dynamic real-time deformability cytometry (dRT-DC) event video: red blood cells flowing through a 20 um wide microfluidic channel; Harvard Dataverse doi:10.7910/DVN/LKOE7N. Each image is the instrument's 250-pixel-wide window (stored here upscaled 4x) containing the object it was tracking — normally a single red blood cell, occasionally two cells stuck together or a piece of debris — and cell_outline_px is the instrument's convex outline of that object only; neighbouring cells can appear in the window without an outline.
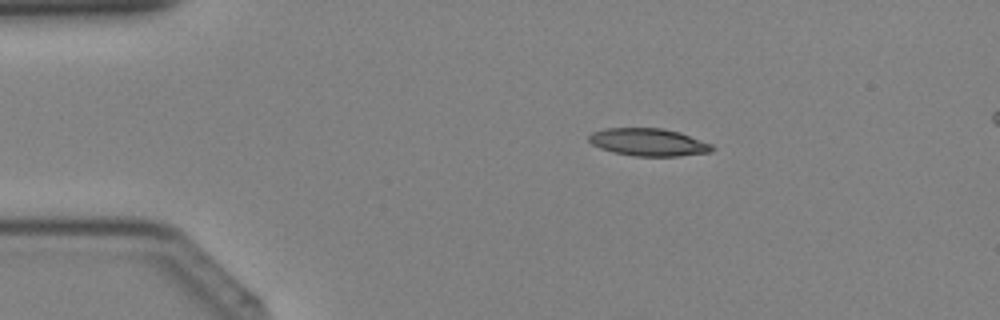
{"species": "Egyptian fruit bat (a non-hibernating species)", "species_latin": "Rousettus aegyptiacus", "temperature_condition": "cold", "stored_images_in_passage": 34, "camera_frame_rate_fps": 3000, "um_per_image_px": 0.085, "animal": {"sex": "female"}, "frame": {"image": 1, "passage_image": 2, "time_ms": 0.333, "image_size_px": [1000, 320], "cell_outline_px": [[716, 148], [712, 152], [680, 156], [636, 156], [612, 152], [600, 148], [592, 144], [588, 140], [588, 136], [592, 132], [604, 128], [664, 128], [680, 132], [712, 144]], "centroid_in_image_um": [55.14, 12.08], "position_along_channel_um": 29.9, "area_um2": 20.0}}
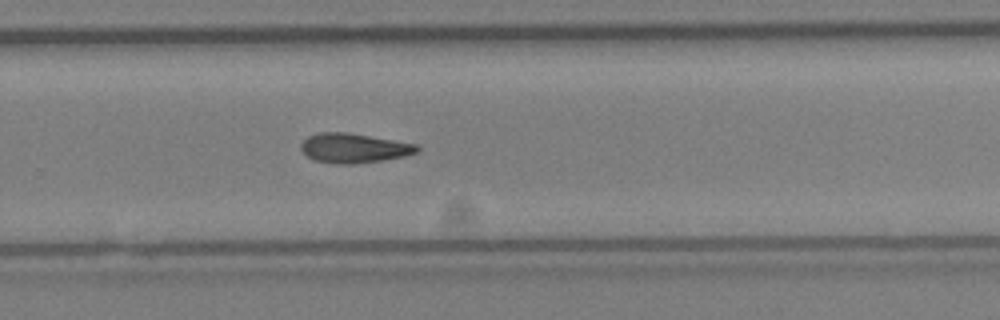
{"frame": {"image": 2, "passage_image": 21, "time_ms": 6.667, "image_size_px": [1000, 320], "cell_outline_px": [[420, 152], [404, 156], [380, 160], [352, 164], [336, 164], [316, 160], [308, 156], [300, 148], [300, 144], [308, 136], [320, 132], [348, 132], [416, 144], [420, 148]], "centroid_in_image_um": [30.08, 12.58], "position_along_channel_um": 299.7, "area_um2": 19.83}}
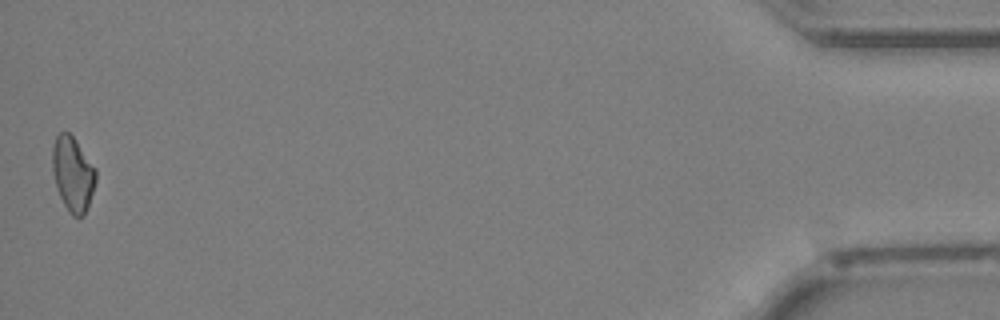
{"frame": {"image": 3, "passage_image": 34, "time_ms": 11.0, "image_size_px": [1000, 320], "cell_outline_px": [[96, 180], [84, 216], [72, 216], [64, 204], [60, 196], [52, 172], [52, 144], [56, 136], [60, 132], [68, 132], [76, 140], [96, 168]], "centroid_in_image_um": [6.18, 14.75], "position_along_channel_um": 429.0, "area_um2": 18.79}}